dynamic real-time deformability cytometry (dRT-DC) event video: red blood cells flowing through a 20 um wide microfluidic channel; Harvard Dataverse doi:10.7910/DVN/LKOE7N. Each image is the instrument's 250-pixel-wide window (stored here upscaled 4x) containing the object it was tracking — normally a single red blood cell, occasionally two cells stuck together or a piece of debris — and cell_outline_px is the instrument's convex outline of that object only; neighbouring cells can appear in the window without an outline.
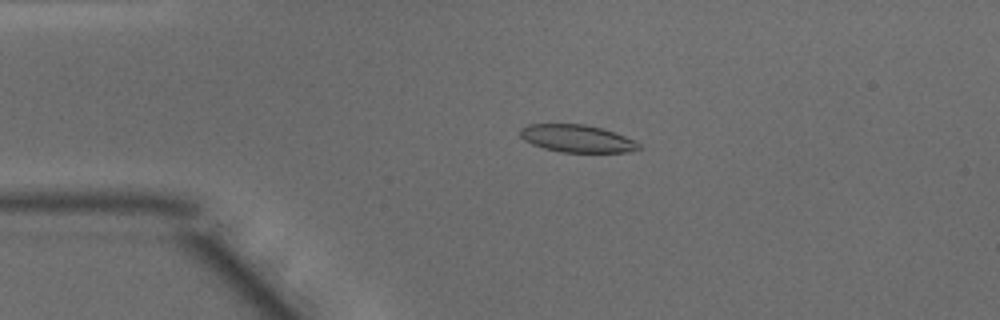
{"species": "common noctule bat (a hibernating species)", "species_latin": "Nyctalus noctula", "temperature_condition": "warm", "stored_images_in_passage": 46, "camera_frame_rate_fps": 3000, "um_per_image_px": 0.085, "animal": {"sex": "male", "body_mass_g": 15.6}, "frame": {"image": 1, "passage_image": 8, "time_ms": 2.333, "image_size_px": [1000, 320], "cell_outline_px": [[640, 148], [628, 152], [560, 152], [544, 148], [532, 144], [524, 140], [520, 136], [520, 128], [528, 124], [584, 124], [604, 128], [624, 136], [640, 144]], "centroid_in_image_um": [49.01, 11.77], "position_along_channel_um": 36.0, "area_um2": 18.96}}
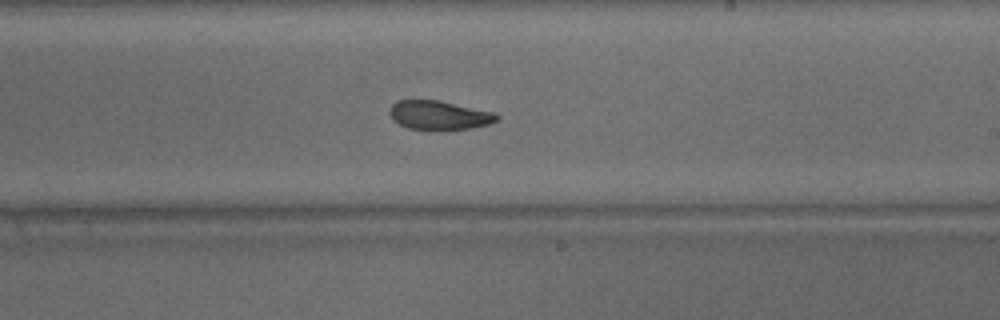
{"frame": {"image": 2, "passage_image": 26, "time_ms": 8.333, "image_size_px": [1000, 320], "cell_outline_px": [[500, 120], [488, 124], [472, 128], [440, 132], [432, 132], [408, 128], [392, 120], [388, 112], [392, 104], [396, 100], [440, 100], [492, 112], [500, 116]], "centroid_in_image_um": [37.3, 9.83], "position_along_channel_um": 251.7, "area_um2": 18.79}}
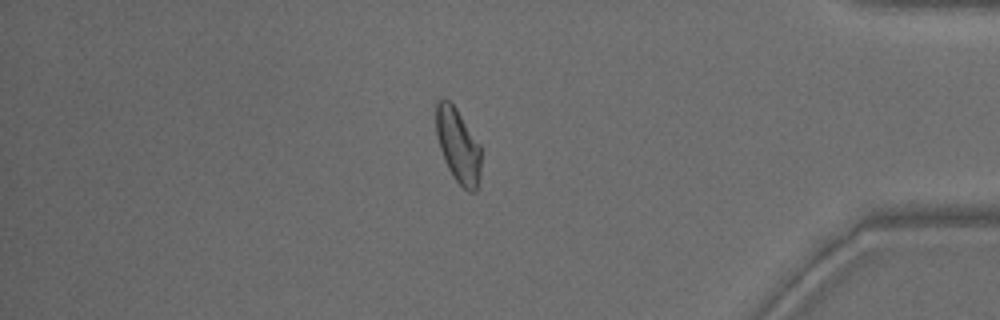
{"frame": {"image": 3, "passage_image": 39, "time_ms": 12.667, "image_size_px": [1000, 320], "cell_outline_px": [[480, 180], [476, 192], [468, 192], [452, 176], [444, 160], [436, 136], [436, 100], [448, 100], [456, 108], [480, 144]], "centroid_in_image_um": [38.94, 12.4], "position_along_channel_um": 396.3, "area_um2": 19.48}, "authors_computed_cell_mechanics": {"area_um2": 19.2474, "velocity_mm_per_s": 4.124, "shape_relaxation_time_tau1_ms": null, "shape_relaxation_time_tau2_ms": 2.8958, "deformation_change_tau1": null, "deformation_change_tau2": 0.1028}}